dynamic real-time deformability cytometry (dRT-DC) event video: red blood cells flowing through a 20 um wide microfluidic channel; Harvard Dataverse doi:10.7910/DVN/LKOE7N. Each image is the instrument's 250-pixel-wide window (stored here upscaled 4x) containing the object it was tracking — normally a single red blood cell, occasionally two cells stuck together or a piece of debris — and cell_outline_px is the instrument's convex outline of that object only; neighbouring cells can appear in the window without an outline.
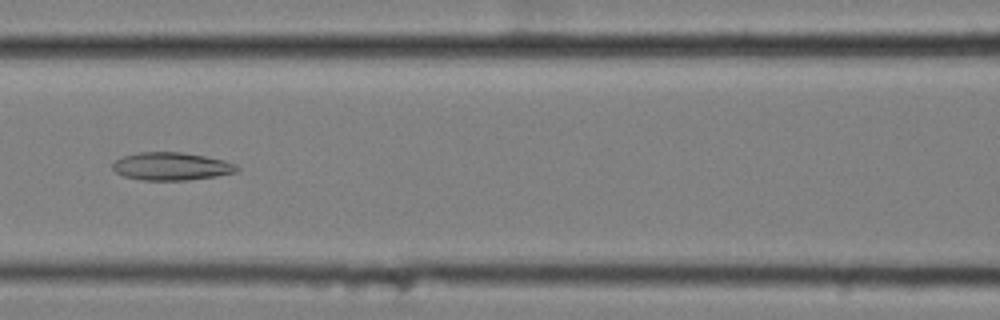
{"species": "common noctule bat (a hibernating species)", "species_latin": "Nyctalus noctula", "temperature_condition": "cold", "stored_images_in_passage": 58, "camera_frame_rate_fps": 3000, "um_per_image_px": 0.085, "animal": {"sex": "female", "body_mass_g": 25.1}, "frame": {"image": 1, "passage_image": 26, "time_ms": 8.333, "image_size_px": [1000, 320], "cell_outline_px": [[240, 168], [236, 172], [216, 176], [188, 180], [144, 180], [124, 176], [116, 172], [112, 168], [112, 164], [116, 160], [124, 156], [140, 152], [180, 152], [204, 156], [224, 160], [236, 164]], "centroid_in_image_um": [14.58, 14.14], "position_along_channel_um": 152.0, "area_um2": 20.06}}
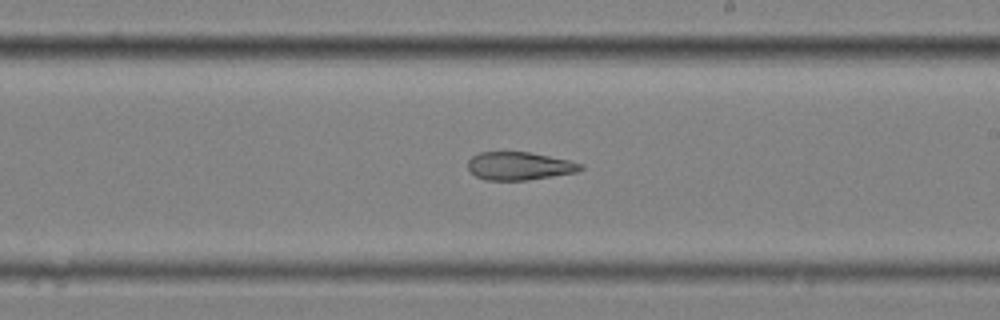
{"frame": {"image": 2, "passage_image": 34, "time_ms": 11.0, "image_size_px": [1000, 320], "cell_outline_px": [[584, 168], [576, 172], [528, 180], [484, 180], [476, 176], [468, 168], [468, 160], [472, 156], [480, 152], [528, 152], [568, 160], [584, 164]], "centroid_in_image_um": [44.14, 14.11], "position_along_channel_um": 244.9, "area_um2": 18.32}}
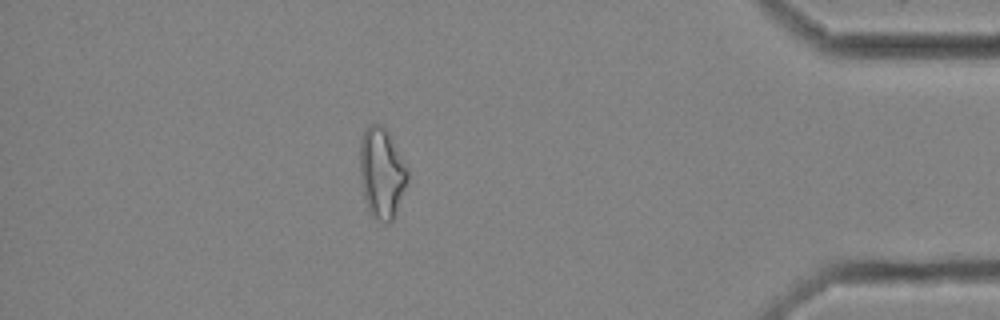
{"frame": {"image": 3, "passage_image": 51, "time_ms": 16.667, "image_size_px": [1000, 320], "cell_outline_px": [[408, 180], [396, 212], [392, 220], [388, 224], [384, 224], [376, 220], [368, 212], [360, 184], [360, 140], [368, 124], [380, 124], [388, 132], [408, 168]], "centroid_in_image_um": [32.43, 14.74], "position_along_channel_um": 402.8, "area_um2": 25.43}, "authors_computed_cell_mechanics": {"area_um2": 23.7269, "velocity_mm_per_s": 3.4922, "shape_relaxation_time_tau1_ms": null, "shape_relaxation_time_tau2_ms": 4.2517, "deformation_change_tau1": null, "deformation_change_tau2": 0.1421}}